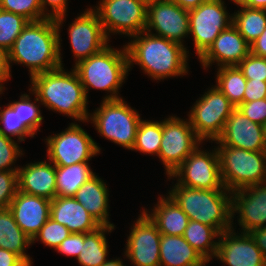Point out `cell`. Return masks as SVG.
<instances>
[{"instance_id": "1", "label": "cell", "mask_w": 266, "mask_h": 266, "mask_svg": "<svg viewBox=\"0 0 266 266\" xmlns=\"http://www.w3.org/2000/svg\"><path fill=\"white\" fill-rule=\"evenodd\" d=\"M65 17L29 22L7 52L9 70L12 62L22 64L29 68L31 78L63 67L60 29Z\"/></svg>"}, {"instance_id": "2", "label": "cell", "mask_w": 266, "mask_h": 266, "mask_svg": "<svg viewBox=\"0 0 266 266\" xmlns=\"http://www.w3.org/2000/svg\"><path fill=\"white\" fill-rule=\"evenodd\" d=\"M131 38L133 40L125 45L129 71L135 63L153 80L159 81L188 73L189 51L185 45L146 31Z\"/></svg>"}, {"instance_id": "3", "label": "cell", "mask_w": 266, "mask_h": 266, "mask_svg": "<svg viewBox=\"0 0 266 266\" xmlns=\"http://www.w3.org/2000/svg\"><path fill=\"white\" fill-rule=\"evenodd\" d=\"M59 67L52 71L36 74L30 78L29 93L36 95L40 104L74 118L75 121L89 122L88 98L76 70L65 71Z\"/></svg>"}, {"instance_id": "4", "label": "cell", "mask_w": 266, "mask_h": 266, "mask_svg": "<svg viewBox=\"0 0 266 266\" xmlns=\"http://www.w3.org/2000/svg\"><path fill=\"white\" fill-rule=\"evenodd\" d=\"M169 196L190 220L215 228L220 234L232 229V192L227 189L187 188L177 183Z\"/></svg>"}, {"instance_id": "5", "label": "cell", "mask_w": 266, "mask_h": 266, "mask_svg": "<svg viewBox=\"0 0 266 266\" xmlns=\"http://www.w3.org/2000/svg\"><path fill=\"white\" fill-rule=\"evenodd\" d=\"M88 98L89 88L110 92L103 100L120 99L119 89L129 72L128 54L123 49L106 46L99 53L80 61L73 66Z\"/></svg>"}, {"instance_id": "6", "label": "cell", "mask_w": 266, "mask_h": 266, "mask_svg": "<svg viewBox=\"0 0 266 266\" xmlns=\"http://www.w3.org/2000/svg\"><path fill=\"white\" fill-rule=\"evenodd\" d=\"M224 187L233 192L266 182V151L217 146Z\"/></svg>"}, {"instance_id": "7", "label": "cell", "mask_w": 266, "mask_h": 266, "mask_svg": "<svg viewBox=\"0 0 266 266\" xmlns=\"http://www.w3.org/2000/svg\"><path fill=\"white\" fill-rule=\"evenodd\" d=\"M101 102L100 107L89 114L88 121H92L101 136L132 150L137 128L142 120L138 111L131 108L123 98Z\"/></svg>"}, {"instance_id": "8", "label": "cell", "mask_w": 266, "mask_h": 266, "mask_svg": "<svg viewBox=\"0 0 266 266\" xmlns=\"http://www.w3.org/2000/svg\"><path fill=\"white\" fill-rule=\"evenodd\" d=\"M235 108L217 86H213L191 107L188 114L190 125L202 141L212 140V143L221 135Z\"/></svg>"}, {"instance_id": "9", "label": "cell", "mask_w": 266, "mask_h": 266, "mask_svg": "<svg viewBox=\"0 0 266 266\" xmlns=\"http://www.w3.org/2000/svg\"><path fill=\"white\" fill-rule=\"evenodd\" d=\"M99 5V6H98ZM92 8L98 15L104 32L132 37L145 31L147 3L143 0H100Z\"/></svg>"}, {"instance_id": "10", "label": "cell", "mask_w": 266, "mask_h": 266, "mask_svg": "<svg viewBox=\"0 0 266 266\" xmlns=\"http://www.w3.org/2000/svg\"><path fill=\"white\" fill-rule=\"evenodd\" d=\"M48 161L55 166H70L89 160L100 153V147L78 123L46 139Z\"/></svg>"}, {"instance_id": "11", "label": "cell", "mask_w": 266, "mask_h": 266, "mask_svg": "<svg viewBox=\"0 0 266 266\" xmlns=\"http://www.w3.org/2000/svg\"><path fill=\"white\" fill-rule=\"evenodd\" d=\"M202 140L196 135L189 119L169 116L162 121V140L158 157L170 176L198 147Z\"/></svg>"}, {"instance_id": "12", "label": "cell", "mask_w": 266, "mask_h": 266, "mask_svg": "<svg viewBox=\"0 0 266 266\" xmlns=\"http://www.w3.org/2000/svg\"><path fill=\"white\" fill-rule=\"evenodd\" d=\"M189 34L193 36L198 58L210 47L219 34L233 21L223 0H206L198 7L188 10Z\"/></svg>"}, {"instance_id": "13", "label": "cell", "mask_w": 266, "mask_h": 266, "mask_svg": "<svg viewBox=\"0 0 266 266\" xmlns=\"http://www.w3.org/2000/svg\"><path fill=\"white\" fill-rule=\"evenodd\" d=\"M173 177L178 179V185L187 188L226 189L221 179L217 148L208 152L198 146L168 179Z\"/></svg>"}, {"instance_id": "14", "label": "cell", "mask_w": 266, "mask_h": 266, "mask_svg": "<svg viewBox=\"0 0 266 266\" xmlns=\"http://www.w3.org/2000/svg\"><path fill=\"white\" fill-rule=\"evenodd\" d=\"M145 31L184 45L183 39L190 35L189 12L172 0H152L147 3Z\"/></svg>"}, {"instance_id": "15", "label": "cell", "mask_w": 266, "mask_h": 266, "mask_svg": "<svg viewBox=\"0 0 266 266\" xmlns=\"http://www.w3.org/2000/svg\"><path fill=\"white\" fill-rule=\"evenodd\" d=\"M127 237L124 256L135 266H160L161 233L143 211Z\"/></svg>"}, {"instance_id": "16", "label": "cell", "mask_w": 266, "mask_h": 266, "mask_svg": "<svg viewBox=\"0 0 266 266\" xmlns=\"http://www.w3.org/2000/svg\"><path fill=\"white\" fill-rule=\"evenodd\" d=\"M91 8L80 13L68 29L71 50L76 58L75 65L109 45L110 39L106 36L97 13Z\"/></svg>"}, {"instance_id": "17", "label": "cell", "mask_w": 266, "mask_h": 266, "mask_svg": "<svg viewBox=\"0 0 266 266\" xmlns=\"http://www.w3.org/2000/svg\"><path fill=\"white\" fill-rule=\"evenodd\" d=\"M232 218L239 214L242 233L266 226V182L232 192Z\"/></svg>"}, {"instance_id": "18", "label": "cell", "mask_w": 266, "mask_h": 266, "mask_svg": "<svg viewBox=\"0 0 266 266\" xmlns=\"http://www.w3.org/2000/svg\"><path fill=\"white\" fill-rule=\"evenodd\" d=\"M232 229L218 238L216 259L228 266H266V259L249 233L237 234Z\"/></svg>"}, {"instance_id": "19", "label": "cell", "mask_w": 266, "mask_h": 266, "mask_svg": "<svg viewBox=\"0 0 266 266\" xmlns=\"http://www.w3.org/2000/svg\"><path fill=\"white\" fill-rule=\"evenodd\" d=\"M216 144L236 147L249 151H266L263 126L252 122L237 108L226 121Z\"/></svg>"}, {"instance_id": "20", "label": "cell", "mask_w": 266, "mask_h": 266, "mask_svg": "<svg viewBox=\"0 0 266 266\" xmlns=\"http://www.w3.org/2000/svg\"><path fill=\"white\" fill-rule=\"evenodd\" d=\"M250 53V45L231 24L224 29L210 47L198 58L203 68L217 62V67L237 66Z\"/></svg>"}, {"instance_id": "21", "label": "cell", "mask_w": 266, "mask_h": 266, "mask_svg": "<svg viewBox=\"0 0 266 266\" xmlns=\"http://www.w3.org/2000/svg\"><path fill=\"white\" fill-rule=\"evenodd\" d=\"M50 206L51 200L45 197L17 191L8 208L18 226L33 240L50 218Z\"/></svg>"}, {"instance_id": "22", "label": "cell", "mask_w": 266, "mask_h": 266, "mask_svg": "<svg viewBox=\"0 0 266 266\" xmlns=\"http://www.w3.org/2000/svg\"><path fill=\"white\" fill-rule=\"evenodd\" d=\"M52 162L38 161L19 166L18 191L53 200L56 197V166Z\"/></svg>"}, {"instance_id": "23", "label": "cell", "mask_w": 266, "mask_h": 266, "mask_svg": "<svg viewBox=\"0 0 266 266\" xmlns=\"http://www.w3.org/2000/svg\"><path fill=\"white\" fill-rule=\"evenodd\" d=\"M50 218L71 233H89L101 226L74 197L56 196L51 200Z\"/></svg>"}, {"instance_id": "24", "label": "cell", "mask_w": 266, "mask_h": 266, "mask_svg": "<svg viewBox=\"0 0 266 266\" xmlns=\"http://www.w3.org/2000/svg\"><path fill=\"white\" fill-rule=\"evenodd\" d=\"M96 174L86 181L73 196L87 212L101 225L115 227L109 221V190Z\"/></svg>"}, {"instance_id": "25", "label": "cell", "mask_w": 266, "mask_h": 266, "mask_svg": "<svg viewBox=\"0 0 266 266\" xmlns=\"http://www.w3.org/2000/svg\"><path fill=\"white\" fill-rule=\"evenodd\" d=\"M157 225L163 235L183 236L189 223V217L178 204L167 194L158 197V202L152 212L143 210ZM149 213V214H148Z\"/></svg>"}, {"instance_id": "26", "label": "cell", "mask_w": 266, "mask_h": 266, "mask_svg": "<svg viewBox=\"0 0 266 266\" xmlns=\"http://www.w3.org/2000/svg\"><path fill=\"white\" fill-rule=\"evenodd\" d=\"M206 263L183 236L161 234L160 266H206Z\"/></svg>"}, {"instance_id": "27", "label": "cell", "mask_w": 266, "mask_h": 266, "mask_svg": "<svg viewBox=\"0 0 266 266\" xmlns=\"http://www.w3.org/2000/svg\"><path fill=\"white\" fill-rule=\"evenodd\" d=\"M31 244L32 240L18 226L9 208L0 210V248L19 255L32 266L31 257L25 252Z\"/></svg>"}, {"instance_id": "28", "label": "cell", "mask_w": 266, "mask_h": 266, "mask_svg": "<svg viewBox=\"0 0 266 266\" xmlns=\"http://www.w3.org/2000/svg\"><path fill=\"white\" fill-rule=\"evenodd\" d=\"M115 227L100 226L89 233H81V252L76 258L81 266H101L107 261L108 242L105 234Z\"/></svg>"}, {"instance_id": "29", "label": "cell", "mask_w": 266, "mask_h": 266, "mask_svg": "<svg viewBox=\"0 0 266 266\" xmlns=\"http://www.w3.org/2000/svg\"><path fill=\"white\" fill-rule=\"evenodd\" d=\"M94 175L88 162L56 166V196L73 197L77 190Z\"/></svg>"}, {"instance_id": "30", "label": "cell", "mask_w": 266, "mask_h": 266, "mask_svg": "<svg viewBox=\"0 0 266 266\" xmlns=\"http://www.w3.org/2000/svg\"><path fill=\"white\" fill-rule=\"evenodd\" d=\"M220 233L206 224L189 220L184 231L185 240L209 263L218 249ZM217 239V241L214 240Z\"/></svg>"}, {"instance_id": "31", "label": "cell", "mask_w": 266, "mask_h": 266, "mask_svg": "<svg viewBox=\"0 0 266 266\" xmlns=\"http://www.w3.org/2000/svg\"><path fill=\"white\" fill-rule=\"evenodd\" d=\"M239 7H241V10L231 14L233 16L232 24L246 42L251 45L265 30L266 10L252 9L245 6Z\"/></svg>"}, {"instance_id": "32", "label": "cell", "mask_w": 266, "mask_h": 266, "mask_svg": "<svg viewBox=\"0 0 266 266\" xmlns=\"http://www.w3.org/2000/svg\"><path fill=\"white\" fill-rule=\"evenodd\" d=\"M217 69L215 86L237 108L243 103L247 79L238 66H224Z\"/></svg>"}, {"instance_id": "33", "label": "cell", "mask_w": 266, "mask_h": 266, "mask_svg": "<svg viewBox=\"0 0 266 266\" xmlns=\"http://www.w3.org/2000/svg\"><path fill=\"white\" fill-rule=\"evenodd\" d=\"M162 140V120H141L136 132L135 144L132 150L158 156Z\"/></svg>"}, {"instance_id": "34", "label": "cell", "mask_w": 266, "mask_h": 266, "mask_svg": "<svg viewBox=\"0 0 266 266\" xmlns=\"http://www.w3.org/2000/svg\"><path fill=\"white\" fill-rule=\"evenodd\" d=\"M35 97L34 102H31L28 94H21L19 101L8 104L13 110H18L19 120L34 136L43 120L41 110H39L40 105L35 104L37 102L40 104V101L36 95Z\"/></svg>"}, {"instance_id": "35", "label": "cell", "mask_w": 266, "mask_h": 266, "mask_svg": "<svg viewBox=\"0 0 266 266\" xmlns=\"http://www.w3.org/2000/svg\"><path fill=\"white\" fill-rule=\"evenodd\" d=\"M29 22L22 15L0 9V48L8 52Z\"/></svg>"}, {"instance_id": "36", "label": "cell", "mask_w": 266, "mask_h": 266, "mask_svg": "<svg viewBox=\"0 0 266 266\" xmlns=\"http://www.w3.org/2000/svg\"><path fill=\"white\" fill-rule=\"evenodd\" d=\"M0 133L5 137H17V142L25 141V137L34 135L21 123L18 110H13L8 104L0 110Z\"/></svg>"}, {"instance_id": "37", "label": "cell", "mask_w": 266, "mask_h": 266, "mask_svg": "<svg viewBox=\"0 0 266 266\" xmlns=\"http://www.w3.org/2000/svg\"><path fill=\"white\" fill-rule=\"evenodd\" d=\"M0 9L24 16L30 22L47 19L40 0H0Z\"/></svg>"}, {"instance_id": "38", "label": "cell", "mask_w": 266, "mask_h": 266, "mask_svg": "<svg viewBox=\"0 0 266 266\" xmlns=\"http://www.w3.org/2000/svg\"><path fill=\"white\" fill-rule=\"evenodd\" d=\"M70 234L71 232L66 226L49 218L39 233L34 237L32 243L34 244L35 241L40 240L45 246H49L55 250Z\"/></svg>"}, {"instance_id": "39", "label": "cell", "mask_w": 266, "mask_h": 266, "mask_svg": "<svg viewBox=\"0 0 266 266\" xmlns=\"http://www.w3.org/2000/svg\"><path fill=\"white\" fill-rule=\"evenodd\" d=\"M23 154L16 141L0 133V171H18V166H14V168L11 166Z\"/></svg>"}, {"instance_id": "40", "label": "cell", "mask_w": 266, "mask_h": 266, "mask_svg": "<svg viewBox=\"0 0 266 266\" xmlns=\"http://www.w3.org/2000/svg\"><path fill=\"white\" fill-rule=\"evenodd\" d=\"M246 79L266 81V58L251 52L238 65Z\"/></svg>"}, {"instance_id": "41", "label": "cell", "mask_w": 266, "mask_h": 266, "mask_svg": "<svg viewBox=\"0 0 266 266\" xmlns=\"http://www.w3.org/2000/svg\"><path fill=\"white\" fill-rule=\"evenodd\" d=\"M17 191V171H0V210L9 207Z\"/></svg>"}, {"instance_id": "42", "label": "cell", "mask_w": 266, "mask_h": 266, "mask_svg": "<svg viewBox=\"0 0 266 266\" xmlns=\"http://www.w3.org/2000/svg\"><path fill=\"white\" fill-rule=\"evenodd\" d=\"M237 109L252 122L262 126L266 124V98L243 102L237 107Z\"/></svg>"}, {"instance_id": "43", "label": "cell", "mask_w": 266, "mask_h": 266, "mask_svg": "<svg viewBox=\"0 0 266 266\" xmlns=\"http://www.w3.org/2000/svg\"><path fill=\"white\" fill-rule=\"evenodd\" d=\"M55 250L63 255L77 258L81 252V233H71Z\"/></svg>"}, {"instance_id": "44", "label": "cell", "mask_w": 266, "mask_h": 266, "mask_svg": "<svg viewBox=\"0 0 266 266\" xmlns=\"http://www.w3.org/2000/svg\"><path fill=\"white\" fill-rule=\"evenodd\" d=\"M266 98V81L247 79L243 102Z\"/></svg>"}, {"instance_id": "45", "label": "cell", "mask_w": 266, "mask_h": 266, "mask_svg": "<svg viewBox=\"0 0 266 266\" xmlns=\"http://www.w3.org/2000/svg\"><path fill=\"white\" fill-rule=\"evenodd\" d=\"M67 1L68 0H40L42 12L47 18L52 19L67 15ZM47 6H50L51 10H48Z\"/></svg>"}, {"instance_id": "46", "label": "cell", "mask_w": 266, "mask_h": 266, "mask_svg": "<svg viewBox=\"0 0 266 266\" xmlns=\"http://www.w3.org/2000/svg\"><path fill=\"white\" fill-rule=\"evenodd\" d=\"M0 266H29L19 255L0 248Z\"/></svg>"}, {"instance_id": "47", "label": "cell", "mask_w": 266, "mask_h": 266, "mask_svg": "<svg viewBox=\"0 0 266 266\" xmlns=\"http://www.w3.org/2000/svg\"><path fill=\"white\" fill-rule=\"evenodd\" d=\"M11 70H9L7 61V52L0 48V95L4 90L5 81L11 78Z\"/></svg>"}, {"instance_id": "48", "label": "cell", "mask_w": 266, "mask_h": 266, "mask_svg": "<svg viewBox=\"0 0 266 266\" xmlns=\"http://www.w3.org/2000/svg\"><path fill=\"white\" fill-rule=\"evenodd\" d=\"M253 238L261 253L266 259V226L258 229H254L249 232Z\"/></svg>"}, {"instance_id": "49", "label": "cell", "mask_w": 266, "mask_h": 266, "mask_svg": "<svg viewBox=\"0 0 266 266\" xmlns=\"http://www.w3.org/2000/svg\"><path fill=\"white\" fill-rule=\"evenodd\" d=\"M250 52L266 58V27L263 33L250 45Z\"/></svg>"}, {"instance_id": "50", "label": "cell", "mask_w": 266, "mask_h": 266, "mask_svg": "<svg viewBox=\"0 0 266 266\" xmlns=\"http://www.w3.org/2000/svg\"><path fill=\"white\" fill-rule=\"evenodd\" d=\"M238 6L266 10V0H231Z\"/></svg>"}, {"instance_id": "51", "label": "cell", "mask_w": 266, "mask_h": 266, "mask_svg": "<svg viewBox=\"0 0 266 266\" xmlns=\"http://www.w3.org/2000/svg\"><path fill=\"white\" fill-rule=\"evenodd\" d=\"M172 1L176 2L180 7L190 10L198 7L206 0H172Z\"/></svg>"}, {"instance_id": "52", "label": "cell", "mask_w": 266, "mask_h": 266, "mask_svg": "<svg viewBox=\"0 0 266 266\" xmlns=\"http://www.w3.org/2000/svg\"><path fill=\"white\" fill-rule=\"evenodd\" d=\"M101 266H125L123 264V261L119 258L107 260L105 263H103Z\"/></svg>"}, {"instance_id": "53", "label": "cell", "mask_w": 266, "mask_h": 266, "mask_svg": "<svg viewBox=\"0 0 266 266\" xmlns=\"http://www.w3.org/2000/svg\"><path fill=\"white\" fill-rule=\"evenodd\" d=\"M264 138L266 142V124L263 125Z\"/></svg>"}, {"instance_id": "54", "label": "cell", "mask_w": 266, "mask_h": 266, "mask_svg": "<svg viewBox=\"0 0 266 266\" xmlns=\"http://www.w3.org/2000/svg\"><path fill=\"white\" fill-rule=\"evenodd\" d=\"M143 1H145L146 3H150L152 0H143Z\"/></svg>"}]
</instances>
